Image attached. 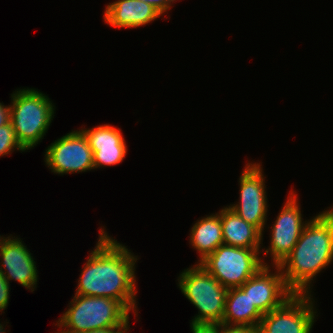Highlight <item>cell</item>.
I'll use <instances>...</instances> for the list:
<instances>
[{
  "label": "cell",
  "instance_id": "22",
  "mask_svg": "<svg viewBox=\"0 0 333 333\" xmlns=\"http://www.w3.org/2000/svg\"><path fill=\"white\" fill-rule=\"evenodd\" d=\"M220 333H259L258 328L228 327L220 324Z\"/></svg>",
  "mask_w": 333,
  "mask_h": 333
},
{
  "label": "cell",
  "instance_id": "1",
  "mask_svg": "<svg viewBox=\"0 0 333 333\" xmlns=\"http://www.w3.org/2000/svg\"><path fill=\"white\" fill-rule=\"evenodd\" d=\"M124 245L99 233L96 247L81 271L75 295L106 297L136 311L135 263L137 257Z\"/></svg>",
  "mask_w": 333,
  "mask_h": 333
},
{
  "label": "cell",
  "instance_id": "10",
  "mask_svg": "<svg viewBox=\"0 0 333 333\" xmlns=\"http://www.w3.org/2000/svg\"><path fill=\"white\" fill-rule=\"evenodd\" d=\"M297 195L291 191L271 230L270 248L264 254L272 256L273 265L279 266L290 254L306 225L302 218ZM270 251V252H269Z\"/></svg>",
  "mask_w": 333,
  "mask_h": 333
},
{
  "label": "cell",
  "instance_id": "9",
  "mask_svg": "<svg viewBox=\"0 0 333 333\" xmlns=\"http://www.w3.org/2000/svg\"><path fill=\"white\" fill-rule=\"evenodd\" d=\"M259 163H248L240 176V201L229 206L240 218L262 233L267 220L265 179Z\"/></svg>",
  "mask_w": 333,
  "mask_h": 333
},
{
  "label": "cell",
  "instance_id": "14",
  "mask_svg": "<svg viewBox=\"0 0 333 333\" xmlns=\"http://www.w3.org/2000/svg\"><path fill=\"white\" fill-rule=\"evenodd\" d=\"M162 14L152 5L140 0H118L109 3L104 21L112 27L135 28L154 21Z\"/></svg>",
  "mask_w": 333,
  "mask_h": 333
},
{
  "label": "cell",
  "instance_id": "2",
  "mask_svg": "<svg viewBox=\"0 0 333 333\" xmlns=\"http://www.w3.org/2000/svg\"><path fill=\"white\" fill-rule=\"evenodd\" d=\"M333 261V208L306 222L290 254L279 265L294 294H310V284Z\"/></svg>",
  "mask_w": 333,
  "mask_h": 333
},
{
  "label": "cell",
  "instance_id": "11",
  "mask_svg": "<svg viewBox=\"0 0 333 333\" xmlns=\"http://www.w3.org/2000/svg\"><path fill=\"white\" fill-rule=\"evenodd\" d=\"M275 269L276 273H271L270 266L265 265L240 286L263 315L281 307L294 295L287 287L280 267L275 266Z\"/></svg>",
  "mask_w": 333,
  "mask_h": 333
},
{
  "label": "cell",
  "instance_id": "21",
  "mask_svg": "<svg viewBox=\"0 0 333 333\" xmlns=\"http://www.w3.org/2000/svg\"><path fill=\"white\" fill-rule=\"evenodd\" d=\"M140 1L152 5L163 15V13L167 12V10L171 7V2L176 0H140Z\"/></svg>",
  "mask_w": 333,
  "mask_h": 333
},
{
  "label": "cell",
  "instance_id": "5",
  "mask_svg": "<svg viewBox=\"0 0 333 333\" xmlns=\"http://www.w3.org/2000/svg\"><path fill=\"white\" fill-rule=\"evenodd\" d=\"M182 294L199 310L191 323L221 324L228 289L199 263L178 279Z\"/></svg>",
  "mask_w": 333,
  "mask_h": 333
},
{
  "label": "cell",
  "instance_id": "3",
  "mask_svg": "<svg viewBox=\"0 0 333 333\" xmlns=\"http://www.w3.org/2000/svg\"><path fill=\"white\" fill-rule=\"evenodd\" d=\"M57 322V333H80L109 327H129V310L118 300L75 295Z\"/></svg>",
  "mask_w": 333,
  "mask_h": 333
},
{
  "label": "cell",
  "instance_id": "6",
  "mask_svg": "<svg viewBox=\"0 0 333 333\" xmlns=\"http://www.w3.org/2000/svg\"><path fill=\"white\" fill-rule=\"evenodd\" d=\"M260 252L223 244L199 264L226 289L238 288L267 265L259 257Z\"/></svg>",
  "mask_w": 333,
  "mask_h": 333
},
{
  "label": "cell",
  "instance_id": "16",
  "mask_svg": "<svg viewBox=\"0 0 333 333\" xmlns=\"http://www.w3.org/2000/svg\"><path fill=\"white\" fill-rule=\"evenodd\" d=\"M262 317L263 314L240 287L228 289L222 325L258 328Z\"/></svg>",
  "mask_w": 333,
  "mask_h": 333
},
{
  "label": "cell",
  "instance_id": "13",
  "mask_svg": "<svg viewBox=\"0 0 333 333\" xmlns=\"http://www.w3.org/2000/svg\"><path fill=\"white\" fill-rule=\"evenodd\" d=\"M93 151L94 169L119 164L127 153L121 129L108 124L92 129H81Z\"/></svg>",
  "mask_w": 333,
  "mask_h": 333
},
{
  "label": "cell",
  "instance_id": "24",
  "mask_svg": "<svg viewBox=\"0 0 333 333\" xmlns=\"http://www.w3.org/2000/svg\"><path fill=\"white\" fill-rule=\"evenodd\" d=\"M129 327H109L103 329L89 330L80 333H127Z\"/></svg>",
  "mask_w": 333,
  "mask_h": 333
},
{
  "label": "cell",
  "instance_id": "17",
  "mask_svg": "<svg viewBox=\"0 0 333 333\" xmlns=\"http://www.w3.org/2000/svg\"><path fill=\"white\" fill-rule=\"evenodd\" d=\"M190 233L191 245L200 253L199 263L224 244L221 217L218 213L200 219L193 225Z\"/></svg>",
  "mask_w": 333,
  "mask_h": 333
},
{
  "label": "cell",
  "instance_id": "15",
  "mask_svg": "<svg viewBox=\"0 0 333 333\" xmlns=\"http://www.w3.org/2000/svg\"><path fill=\"white\" fill-rule=\"evenodd\" d=\"M224 245L260 249L262 232L240 218L232 209L224 207L220 212Z\"/></svg>",
  "mask_w": 333,
  "mask_h": 333
},
{
  "label": "cell",
  "instance_id": "12",
  "mask_svg": "<svg viewBox=\"0 0 333 333\" xmlns=\"http://www.w3.org/2000/svg\"><path fill=\"white\" fill-rule=\"evenodd\" d=\"M0 258V272L8 281L15 280L27 290L34 291L38 279L36 263L21 239L0 235Z\"/></svg>",
  "mask_w": 333,
  "mask_h": 333
},
{
  "label": "cell",
  "instance_id": "19",
  "mask_svg": "<svg viewBox=\"0 0 333 333\" xmlns=\"http://www.w3.org/2000/svg\"><path fill=\"white\" fill-rule=\"evenodd\" d=\"M9 281L0 272V311L3 312L8 306L10 286Z\"/></svg>",
  "mask_w": 333,
  "mask_h": 333
},
{
  "label": "cell",
  "instance_id": "7",
  "mask_svg": "<svg viewBox=\"0 0 333 333\" xmlns=\"http://www.w3.org/2000/svg\"><path fill=\"white\" fill-rule=\"evenodd\" d=\"M311 294H294L281 307L264 314L259 333H311L315 316Z\"/></svg>",
  "mask_w": 333,
  "mask_h": 333
},
{
  "label": "cell",
  "instance_id": "25",
  "mask_svg": "<svg viewBox=\"0 0 333 333\" xmlns=\"http://www.w3.org/2000/svg\"><path fill=\"white\" fill-rule=\"evenodd\" d=\"M3 329H4V327L0 324V333H5V331Z\"/></svg>",
  "mask_w": 333,
  "mask_h": 333
},
{
  "label": "cell",
  "instance_id": "23",
  "mask_svg": "<svg viewBox=\"0 0 333 333\" xmlns=\"http://www.w3.org/2000/svg\"><path fill=\"white\" fill-rule=\"evenodd\" d=\"M11 106H5L0 103V127L10 123Z\"/></svg>",
  "mask_w": 333,
  "mask_h": 333
},
{
  "label": "cell",
  "instance_id": "20",
  "mask_svg": "<svg viewBox=\"0 0 333 333\" xmlns=\"http://www.w3.org/2000/svg\"><path fill=\"white\" fill-rule=\"evenodd\" d=\"M193 333H220V324L190 323Z\"/></svg>",
  "mask_w": 333,
  "mask_h": 333
},
{
  "label": "cell",
  "instance_id": "18",
  "mask_svg": "<svg viewBox=\"0 0 333 333\" xmlns=\"http://www.w3.org/2000/svg\"><path fill=\"white\" fill-rule=\"evenodd\" d=\"M25 151L18 143L12 123H8L0 127V156L8 155L13 149Z\"/></svg>",
  "mask_w": 333,
  "mask_h": 333
},
{
  "label": "cell",
  "instance_id": "4",
  "mask_svg": "<svg viewBox=\"0 0 333 333\" xmlns=\"http://www.w3.org/2000/svg\"><path fill=\"white\" fill-rule=\"evenodd\" d=\"M10 122L18 143L24 150L43 139L54 116V105L43 93L24 88L12 95Z\"/></svg>",
  "mask_w": 333,
  "mask_h": 333
},
{
  "label": "cell",
  "instance_id": "8",
  "mask_svg": "<svg viewBox=\"0 0 333 333\" xmlns=\"http://www.w3.org/2000/svg\"><path fill=\"white\" fill-rule=\"evenodd\" d=\"M45 162L57 174L79 173L94 169L93 151L81 130L72 131L51 143Z\"/></svg>",
  "mask_w": 333,
  "mask_h": 333
}]
</instances>
